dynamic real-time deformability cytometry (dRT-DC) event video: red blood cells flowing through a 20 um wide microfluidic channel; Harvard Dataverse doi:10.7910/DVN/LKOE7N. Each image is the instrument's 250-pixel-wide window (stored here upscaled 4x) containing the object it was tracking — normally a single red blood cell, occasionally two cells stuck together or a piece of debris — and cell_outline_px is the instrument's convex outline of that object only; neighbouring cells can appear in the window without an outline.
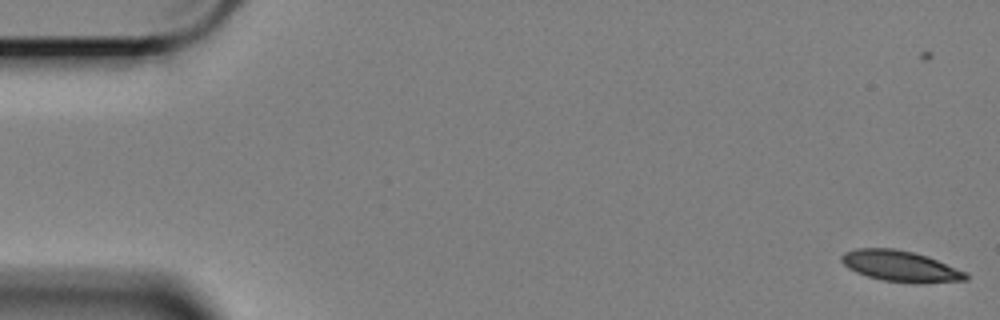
{"species": "Egyptian fruit bat (a non-hibernating species)", "species_latin": "Rousettus aegyptiacus", "temperature_condition": "cold", "stored_images_in_passage": 61, "camera_frame_rate_fps": 3000, "um_per_image_px": 0.085, "animal": {"sex": "female"}, "frame": {"image": 1, "passage_image": 3, "time_ms": 0.667, "image_size_px": [1000, 320], "cell_outline_px": [[968, 280], [924, 284], [912, 284], [884, 280], [868, 276], [856, 272], [848, 268], [840, 260], [840, 256], [844, 252], [856, 248], [892, 248], [912, 252], [928, 256], [968, 272]], "centroid_in_image_um": [76.58, 22.64], "position_along_channel_um": 8.4, "area_um2": 22.77}}
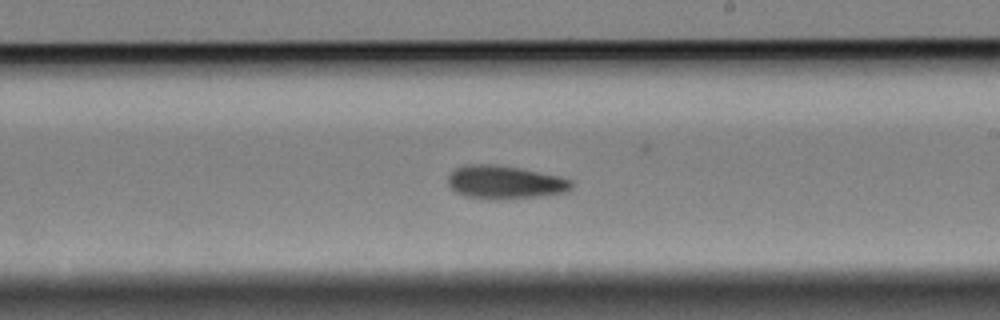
{"frame": {"image": 2, "passage_image": 36, "time_ms": 11.667, "image_size_px": [1000, 320], "cell_outline_px": [[572, 188], [568, 192], [540, 196], [496, 200], [488, 200], [464, 196], [456, 192], [448, 184], [448, 176], [456, 168], [464, 164], [496, 164], [520, 168], [560, 176], [572, 180]], "centroid_in_image_um": [42.92, 15.5], "position_along_channel_um": 246.1, "area_um2": 24.28}}
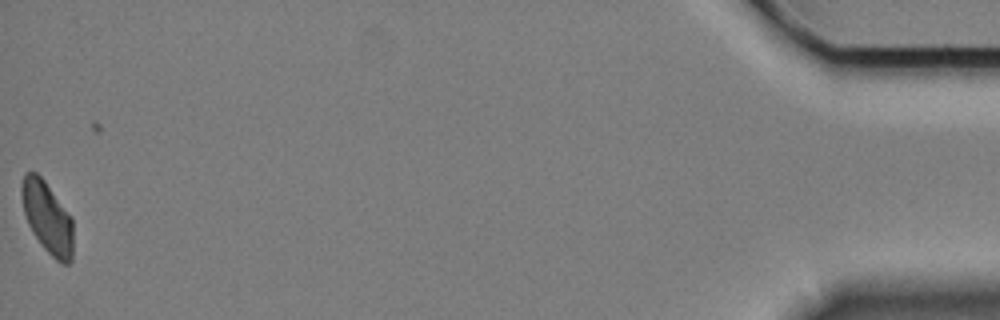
{"frame": {"image": 3, "passage_image": 61, "time_ms": 20.0, "image_size_px": [1000, 320], "cell_outline_px": [[72, 260], [68, 264], [60, 264], [44, 248], [32, 232], [28, 224], [24, 212], [20, 192], [20, 184], [24, 172], [36, 172], [44, 180], [72, 216]], "centroid_in_image_um": [4.01, 18.47], "position_along_channel_um": 431.2, "area_um2": 21.68}, "authors_computed_cell_mechanics": {"area_um2": 23.1778, "velocity_mm_per_s": 3.376, "shape_relaxation_time_tau1_ms": 7.5117, "shape_relaxation_time_tau2_ms": null, "deformation_change_tau1": 0.1482, "deformation_change_tau2": null}}